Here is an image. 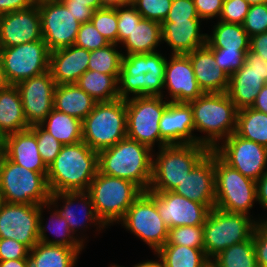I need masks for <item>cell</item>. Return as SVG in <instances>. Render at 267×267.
<instances>
[{
	"label": "cell",
	"mask_w": 267,
	"mask_h": 267,
	"mask_svg": "<svg viewBox=\"0 0 267 267\" xmlns=\"http://www.w3.org/2000/svg\"><path fill=\"white\" fill-rule=\"evenodd\" d=\"M116 47H118L117 44H108L104 48L90 51L88 70L108 75H120L125 52L118 51Z\"/></svg>",
	"instance_id": "cell-40"
},
{
	"label": "cell",
	"mask_w": 267,
	"mask_h": 267,
	"mask_svg": "<svg viewBox=\"0 0 267 267\" xmlns=\"http://www.w3.org/2000/svg\"><path fill=\"white\" fill-rule=\"evenodd\" d=\"M80 24L90 22L94 10L86 5H65Z\"/></svg>",
	"instance_id": "cell-57"
},
{
	"label": "cell",
	"mask_w": 267,
	"mask_h": 267,
	"mask_svg": "<svg viewBox=\"0 0 267 267\" xmlns=\"http://www.w3.org/2000/svg\"><path fill=\"white\" fill-rule=\"evenodd\" d=\"M43 39L37 3L28 9L0 15V40L2 48Z\"/></svg>",
	"instance_id": "cell-19"
},
{
	"label": "cell",
	"mask_w": 267,
	"mask_h": 267,
	"mask_svg": "<svg viewBox=\"0 0 267 267\" xmlns=\"http://www.w3.org/2000/svg\"><path fill=\"white\" fill-rule=\"evenodd\" d=\"M253 244L259 267L267 265V220L259 223L253 232Z\"/></svg>",
	"instance_id": "cell-52"
},
{
	"label": "cell",
	"mask_w": 267,
	"mask_h": 267,
	"mask_svg": "<svg viewBox=\"0 0 267 267\" xmlns=\"http://www.w3.org/2000/svg\"><path fill=\"white\" fill-rule=\"evenodd\" d=\"M257 202L256 181L243 176L215 154V207L249 216Z\"/></svg>",
	"instance_id": "cell-10"
},
{
	"label": "cell",
	"mask_w": 267,
	"mask_h": 267,
	"mask_svg": "<svg viewBox=\"0 0 267 267\" xmlns=\"http://www.w3.org/2000/svg\"><path fill=\"white\" fill-rule=\"evenodd\" d=\"M108 44V41L101 35V33H99L90 21L80 25L74 45L82 47L88 51H93L104 48Z\"/></svg>",
	"instance_id": "cell-48"
},
{
	"label": "cell",
	"mask_w": 267,
	"mask_h": 267,
	"mask_svg": "<svg viewBox=\"0 0 267 267\" xmlns=\"http://www.w3.org/2000/svg\"><path fill=\"white\" fill-rule=\"evenodd\" d=\"M201 267H219V265L213 258H207V260L201 265Z\"/></svg>",
	"instance_id": "cell-64"
},
{
	"label": "cell",
	"mask_w": 267,
	"mask_h": 267,
	"mask_svg": "<svg viewBox=\"0 0 267 267\" xmlns=\"http://www.w3.org/2000/svg\"><path fill=\"white\" fill-rule=\"evenodd\" d=\"M43 208H48V209H53L51 207L50 203L40 205V211H39V225H38V238L39 242L50 244V245H60V246H66L70 248H84L85 241L83 240L84 238L81 239V237L78 236V233L76 236L71 232L69 224L63 218L60 213L57 211L55 208L51 213H50V218H49V224L46 221V224L43 222ZM47 227V228H46ZM50 231L51 234L57 236V238L61 237L60 239H49L47 237L46 231ZM78 237V238H77Z\"/></svg>",
	"instance_id": "cell-31"
},
{
	"label": "cell",
	"mask_w": 267,
	"mask_h": 267,
	"mask_svg": "<svg viewBox=\"0 0 267 267\" xmlns=\"http://www.w3.org/2000/svg\"><path fill=\"white\" fill-rule=\"evenodd\" d=\"M213 54L217 65L226 74L231 76L239 70L245 61L248 50H227L226 48H209Z\"/></svg>",
	"instance_id": "cell-46"
},
{
	"label": "cell",
	"mask_w": 267,
	"mask_h": 267,
	"mask_svg": "<svg viewBox=\"0 0 267 267\" xmlns=\"http://www.w3.org/2000/svg\"><path fill=\"white\" fill-rule=\"evenodd\" d=\"M96 101L77 84L56 85L54 109L83 121L93 110Z\"/></svg>",
	"instance_id": "cell-30"
},
{
	"label": "cell",
	"mask_w": 267,
	"mask_h": 267,
	"mask_svg": "<svg viewBox=\"0 0 267 267\" xmlns=\"http://www.w3.org/2000/svg\"><path fill=\"white\" fill-rule=\"evenodd\" d=\"M256 193L258 203L267 210V171L256 181Z\"/></svg>",
	"instance_id": "cell-58"
},
{
	"label": "cell",
	"mask_w": 267,
	"mask_h": 267,
	"mask_svg": "<svg viewBox=\"0 0 267 267\" xmlns=\"http://www.w3.org/2000/svg\"><path fill=\"white\" fill-rule=\"evenodd\" d=\"M87 192L98 217L106 226H111L124 217L143 190L130 180L104 175L98 171Z\"/></svg>",
	"instance_id": "cell-8"
},
{
	"label": "cell",
	"mask_w": 267,
	"mask_h": 267,
	"mask_svg": "<svg viewBox=\"0 0 267 267\" xmlns=\"http://www.w3.org/2000/svg\"><path fill=\"white\" fill-rule=\"evenodd\" d=\"M265 84L267 83L262 77L249 71V67L243 64L239 70L230 76L226 93L236 109L241 110L252 107L258 93Z\"/></svg>",
	"instance_id": "cell-29"
},
{
	"label": "cell",
	"mask_w": 267,
	"mask_h": 267,
	"mask_svg": "<svg viewBox=\"0 0 267 267\" xmlns=\"http://www.w3.org/2000/svg\"><path fill=\"white\" fill-rule=\"evenodd\" d=\"M82 250L38 242L29 251L30 267H74Z\"/></svg>",
	"instance_id": "cell-32"
},
{
	"label": "cell",
	"mask_w": 267,
	"mask_h": 267,
	"mask_svg": "<svg viewBox=\"0 0 267 267\" xmlns=\"http://www.w3.org/2000/svg\"><path fill=\"white\" fill-rule=\"evenodd\" d=\"M2 153L26 169L48 174V168L38 151L36 136L30 129L5 136Z\"/></svg>",
	"instance_id": "cell-27"
},
{
	"label": "cell",
	"mask_w": 267,
	"mask_h": 267,
	"mask_svg": "<svg viewBox=\"0 0 267 267\" xmlns=\"http://www.w3.org/2000/svg\"><path fill=\"white\" fill-rule=\"evenodd\" d=\"M59 200H62L63 203L60 209L57 204ZM49 203L53 205L54 208H57L60 215L65 218L73 234H76L80 228V231L85 228L87 230L88 225L96 226L97 231L107 227L96 214L92 198L87 191L52 193Z\"/></svg>",
	"instance_id": "cell-20"
},
{
	"label": "cell",
	"mask_w": 267,
	"mask_h": 267,
	"mask_svg": "<svg viewBox=\"0 0 267 267\" xmlns=\"http://www.w3.org/2000/svg\"><path fill=\"white\" fill-rule=\"evenodd\" d=\"M160 96H138L126 99L127 137L153 150L157 143L160 148L159 121L168 103Z\"/></svg>",
	"instance_id": "cell-12"
},
{
	"label": "cell",
	"mask_w": 267,
	"mask_h": 267,
	"mask_svg": "<svg viewBox=\"0 0 267 267\" xmlns=\"http://www.w3.org/2000/svg\"><path fill=\"white\" fill-rule=\"evenodd\" d=\"M213 152L228 166L243 176L257 181L267 171V148L246 140L235 132Z\"/></svg>",
	"instance_id": "cell-14"
},
{
	"label": "cell",
	"mask_w": 267,
	"mask_h": 267,
	"mask_svg": "<svg viewBox=\"0 0 267 267\" xmlns=\"http://www.w3.org/2000/svg\"><path fill=\"white\" fill-rule=\"evenodd\" d=\"M118 79L119 75L86 70L76 84L96 102H107L119 98Z\"/></svg>",
	"instance_id": "cell-34"
},
{
	"label": "cell",
	"mask_w": 267,
	"mask_h": 267,
	"mask_svg": "<svg viewBox=\"0 0 267 267\" xmlns=\"http://www.w3.org/2000/svg\"><path fill=\"white\" fill-rule=\"evenodd\" d=\"M251 216L216 207L210 209L203 225L205 255L208 258H214L229 246L249 240L257 225L265 221V219H251L253 218Z\"/></svg>",
	"instance_id": "cell-6"
},
{
	"label": "cell",
	"mask_w": 267,
	"mask_h": 267,
	"mask_svg": "<svg viewBox=\"0 0 267 267\" xmlns=\"http://www.w3.org/2000/svg\"><path fill=\"white\" fill-rule=\"evenodd\" d=\"M109 267H124V266H119V265H110Z\"/></svg>",
	"instance_id": "cell-69"
},
{
	"label": "cell",
	"mask_w": 267,
	"mask_h": 267,
	"mask_svg": "<svg viewBox=\"0 0 267 267\" xmlns=\"http://www.w3.org/2000/svg\"><path fill=\"white\" fill-rule=\"evenodd\" d=\"M250 5L266 3L267 0H246Z\"/></svg>",
	"instance_id": "cell-66"
},
{
	"label": "cell",
	"mask_w": 267,
	"mask_h": 267,
	"mask_svg": "<svg viewBox=\"0 0 267 267\" xmlns=\"http://www.w3.org/2000/svg\"><path fill=\"white\" fill-rule=\"evenodd\" d=\"M173 192L209 209L215 207V153L210 151Z\"/></svg>",
	"instance_id": "cell-23"
},
{
	"label": "cell",
	"mask_w": 267,
	"mask_h": 267,
	"mask_svg": "<svg viewBox=\"0 0 267 267\" xmlns=\"http://www.w3.org/2000/svg\"><path fill=\"white\" fill-rule=\"evenodd\" d=\"M40 205L3 203L0 238L13 239L32 249L38 242Z\"/></svg>",
	"instance_id": "cell-16"
},
{
	"label": "cell",
	"mask_w": 267,
	"mask_h": 267,
	"mask_svg": "<svg viewBox=\"0 0 267 267\" xmlns=\"http://www.w3.org/2000/svg\"><path fill=\"white\" fill-rule=\"evenodd\" d=\"M127 137L126 100L96 102L82 121V141L97 152Z\"/></svg>",
	"instance_id": "cell-7"
},
{
	"label": "cell",
	"mask_w": 267,
	"mask_h": 267,
	"mask_svg": "<svg viewBox=\"0 0 267 267\" xmlns=\"http://www.w3.org/2000/svg\"><path fill=\"white\" fill-rule=\"evenodd\" d=\"M188 19H200L193 0H173L164 21H188Z\"/></svg>",
	"instance_id": "cell-50"
},
{
	"label": "cell",
	"mask_w": 267,
	"mask_h": 267,
	"mask_svg": "<svg viewBox=\"0 0 267 267\" xmlns=\"http://www.w3.org/2000/svg\"><path fill=\"white\" fill-rule=\"evenodd\" d=\"M40 125L63 145L82 141V121L55 109Z\"/></svg>",
	"instance_id": "cell-36"
},
{
	"label": "cell",
	"mask_w": 267,
	"mask_h": 267,
	"mask_svg": "<svg viewBox=\"0 0 267 267\" xmlns=\"http://www.w3.org/2000/svg\"><path fill=\"white\" fill-rule=\"evenodd\" d=\"M242 25L249 37L267 32V2L250 5Z\"/></svg>",
	"instance_id": "cell-47"
},
{
	"label": "cell",
	"mask_w": 267,
	"mask_h": 267,
	"mask_svg": "<svg viewBox=\"0 0 267 267\" xmlns=\"http://www.w3.org/2000/svg\"><path fill=\"white\" fill-rule=\"evenodd\" d=\"M0 61L8 85L18 83L49 71L50 50L46 42L38 41L2 48Z\"/></svg>",
	"instance_id": "cell-11"
},
{
	"label": "cell",
	"mask_w": 267,
	"mask_h": 267,
	"mask_svg": "<svg viewBox=\"0 0 267 267\" xmlns=\"http://www.w3.org/2000/svg\"><path fill=\"white\" fill-rule=\"evenodd\" d=\"M30 249L13 239L0 238V261L29 259Z\"/></svg>",
	"instance_id": "cell-51"
},
{
	"label": "cell",
	"mask_w": 267,
	"mask_h": 267,
	"mask_svg": "<svg viewBox=\"0 0 267 267\" xmlns=\"http://www.w3.org/2000/svg\"><path fill=\"white\" fill-rule=\"evenodd\" d=\"M244 64L252 71L262 77L267 83V61L260 58L258 54L248 50L245 56Z\"/></svg>",
	"instance_id": "cell-54"
},
{
	"label": "cell",
	"mask_w": 267,
	"mask_h": 267,
	"mask_svg": "<svg viewBox=\"0 0 267 267\" xmlns=\"http://www.w3.org/2000/svg\"><path fill=\"white\" fill-rule=\"evenodd\" d=\"M249 50L267 61V32L250 37Z\"/></svg>",
	"instance_id": "cell-56"
},
{
	"label": "cell",
	"mask_w": 267,
	"mask_h": 267,
	"mask_svg": "<svg viewBox=\"0 0 267 267\" xmlns=\"http://www.w3.org/2000/svg\"><path fill=\"white\" fill-rule=\"evenodd\" d=\"M157 257L159 259L156 261H153V260L147 261L146 260L145 262H140V263L133 265V267H164V264H163L161 258L158 255H157Z\"/></svg>",
	"instance_id": "cell-62"
},
{
	"label": "cell",
	"mask_w": 267,
	"mask_h": 267,
	"mask_svg": "<svg viewBox=\"0 0 267 267\" xmlns=\"http://www.w3.org/2000/svg\"><path fill=\"white\" fill-rule=\"evenodd\" d=\"M90 51L71 45L50 52L49 71L56 85L76 84L88 70Z\"/></svg>",
	"instance_id": "cell-24"
},
{
	"label": "cell",
	"mask_w": 267,
	"mask_h": 267,
	"mask_svg": "<svg viewBox=\"0 0 267 267\" xmlns=\"http://www.w3.org/2000/svg\"><path fill=\"white\" fill-rule=\"evenodd\" d=\"M153 150L125 137L98 152V169L104 175L132 181L148 191L152 178Z\"/></svg>",
	"instance_id": "cell-2"
},
{
	"label": "cell",
	"mask_w": 267,
	"mask_h": 267,
	"mask_svg": "<svg viewBox=\"0 0 267 267\" xmlns=\"http://www.w3.org/2000/svg\"><path fill=\"white\" fill-rule=\"evenodd\" d=\"M212 34H207L208 48H226L227 50H249L250 37L242 24L218 21Z\"/></svg>",
	"instance_id": "cell-35"
},
{
	"label": "cell",
	"mask_w": 267,
	"mask_h": 267,
	"mask_svg": "<svg viewBox=\"0 0 267 267\" xmlns=\"http://www.w3.org/2000/svg\"><path fill=\"white\" fill-rule=\"evenodd\" d=\"M219 267H259L256 259L253 236L229 246L213 258Z\"/></svg>",
	"instance_id": "cell-39"
},
{
	"label": "cell",
	"mask_w": 267,
	"mask_h": 267,
	"mask_svg": "<svg viewBox=\"0 0 267 267\" xmlns=\"http://www.w3.org/2000/svg\"><path fill=\"white\" fill-rule=\"evenodd\" d=\"M166 62L167 58L159 51L123 55L118 79L119 98L126 100L131 95L163 97Z\"/></svg>",
	"instance_id": "cell-4"
},
{
	"label": "cell",
	"mask_w": 267,
	"mask_h": 267,
	"mask_svg": "<svg viewBox=\"0 0 267 267\" xmlns=\"http://www.w3.org/2000/svg\"><path fill=\"white\" fill-rule=\"evenodd\" d=\"M43 40L50 52L75 44L80 23L60 0L36 2Z\"/></svg>",
	"instance_id": "cell-15"
},
{
	"label": "cell",
	"mask_w": 267,
	"mask_h": 267,
	"mask_svg": "<svg viewBox=\"0 0 267 267\" xmlns=\"http://www.w3.org/2000/svg\"><path fill=\"white\" fill-rule=\"evenodd\" d=\"M0 267H30L29 259L0 261Z\"/></svg>",
	"instance_id": "cell-61"
},
{
	"label": "cell",
	"mask_w": 267,
	"mask_h": 267,
	"mask_svg": "<svg viewBox=\"0 0 267 267\" xmlns=\"http://www.w3.org/2000/svg\"><path fill=\"white\" fill-rule=\"evenodd\" d=\"M162 42L161 23L142 19L130 35L121 43L129 54H150L158 52L156 48Z\"/></svg>",
	"instance_id": "cell-33"
},
{
	"label": "cell",
	"mask_w": 267,
	"mask_h": 267,
	"mask_svg": "<svg viewBox=\"0 0 267 267\" xmlns=\"http://www.w3.org/2000/svg\"><path fill=\"white\" fill-rule=\"evenodd\" d=\"M164 267H201L207 260L203 248L163 245L156 253Z\"/></svg>",
	"instance_id": "cell-38"
},
{
	"label": "cell",
	"mask_w": 267,
	"mask_h": 267,
	"mask_svg": "<svg viewBox=\"0 0 267 267\" xmlns=\"http://www.w3.org/2000/svg\"><path fill=\"white\" fill-rule=\"evenodd\" d=\"M91 22L109 44H117V7H104L93 12Z\"/></svg>",
	"instance_id": "cell-41"
},
{
	"label": "cell",
	"mask_w": 267,
	"mask_h": 267,
	"mask_svg": "<svg viewBox=\"0 0 267 267\" xmlns=\"http://www.w3.org/2000/svg\"><path fill=\"white\" fill-rule=\"evenodd\" d=\"M197 80L203 93L227 92L230 76L216 63L213 52L204 45L187 53Z\"/></svg>",
	"instance_id": "cell-25"
},
{
	"label": "cell",
	"mask_w": 267,
	"mask_h": 267,
	"mask_svg": "<svg viewBox=\"0 0 267 267\" xmlns=\"http://www.w3.org/2000/svg\"><path fill=\"white\" fill-rule=\"evenodd\" d=\"M98 171V152L85 142L63 145L48 167L50 193L87 191Z\"/></svg>",
	"instance_id": "cell-1"
},
{
	"label": "cell",
	"mask_w": 267,
	"mask_h": 267,
	"mask_svg": "<svg viewBox=\"0 0 267 267\" xmlns=\"http://www.w3.org/2000/svg\"><path fill=\"white\" fill-rule=\"evenodd\" d=\"M173 0H129L143 19L162 23L168 16Z\"/></svg>",
	"instance_id": "cell-44"
},
{
	"label": "cell",
	"mask_w": 267,
	"mask_h": 267,
	"mask_svg": "<svg viewBox=\"0 0 267 267\" xmlns=\"http://www.w3.org/2000/svg\"><path fill=\"white\" fill-rule=\"evenodd\" d=\"M64 5H86L94 11L104 8L101 0H60Z\"/></svg>",
	"instance_id": "cell-60"
},
{
	"label": "cell",
	"mask_w": 267,
	"mask_h": 267,
	"mask_svg": "<svg viewBox=\"0 0 267 267\" xmlns=\"http://www.w3.org/2000/svg\"><path fill=\"white\" fill-rule=\"evenodd\" d=\"M251 108L260 112H267V84L260 90Z\"/></svg>",
	"instance_id": "cell-59"
},
{
	"label": "cell",
	"mask_w": 267,
	"mask_h": 267,
	"mask_svg": "<svg viewBox=\"0 0 267 267\" xmlns=\"http://www.w3.org/2000/svg\"><path fill=\"white\" fill-rule=\"evenodd\" d=\"M3 203H4L3 196H2V194L0 192V209H1V206H2Z\"/></svg>",
	"instance_id": "cell-68"
},
{
	"label": "cell",
	"mask_w": 267,
	"mask_h": 267,
	"mask_svg": "<svg viewBox=\"0 0 267 267\" xmlns=\"http://www.w3.org/2000/svg\"><path fill=\"white\" fill-rule=\"evenodd\" d=\"M167 59L164 88L173 102H190L199 98L203 91L198 86L192 63L187 54H172Z\"/></svg>",
	"instance_id": "cell-21"
},
{
	"label": "cell",
	"mask_w": 267,
	"mask_h": 267,
	"mask_svg": "<svg viewBox=\"0 0 267 267\" xmlns=\"http://www.w3.org/2000/svg\"><path fill=\"white\" fill-rule=\"evenodd\" d=\"M160 148L173 144H199L194 133L193 112L189 103L169 101L159 121Z\"/></svg>",
	"instance_id": "cell-22"
},
{
	"label": "cell",
	"mask_w": 267,
	"mask_h": 267,
	"mask_svg": "<svg viewBox=\"0 0 267 267\" xmlns=\"http://www.w3.org/2000/svg\"><path fill=\"white\" fill-rule=\"evenodd\" d=\"M22 101L28 125H40L54 109L53 99L56 87L50 71L31 77L16 85Z\"/></svg>",
	"instance_id": "cell-17"
},
{
	"label": "cell",
	"mask_w": 267,
	"mask_h": 267,
	"mask_svg": "<svg viewBox=\"0 0 267 267\" xmlns=\"http://www.w3.org/2000/svg\"><path fill=\"white\" fill-rule=\"evenodd\" d=\"M29 129L36 136L38 151L43 163L48 168L59 154L63 144L54 138L41 125H34Z\"/></svg>",
	"instance_id": "cell-43"
},
{
	"label": "cell",
	"mask_w": 267,
	"mask_h": 267,
	"mask_svg": "<svg viewBox=\"0 0 267 267\" xmlns=\"http://www.w3.org/2000/svg\"><path fill=\"white\" fill-rule=\"evenodd\" d=\"M158 213L168 229L204 225L210 209L173 191L155 192Z\"/></svg>",
	"instance_id": "cell-18"
},
{
	"label": "cell",
	"mask_w": 267,
	"mask_h": 267,
	"mask_svg": "<svg viewBox=\"0 0 267 267\" xmlns=\"http://www.w3.org/2000/svg\"><path fill=\"white\" fill-rule=\"evenodd\" d=\"M0 192L5 203L44 205L50 202L47 174L20 166L0 153Z\"/></svg>",
	"instance_id": "cell-9"
},
{
	"label": "cell",
	"mask_w": 267,
	"mask_h": 267,
	"mask_svg": "<svg viewBox=\"0 0 267 267\" xmlns=\"http://www.w3.org/2000/svg\"><path fill=\"white\" fill-rule=\"evenodd\" d=\"M129 0H101L103 7L115 8L120 5L128 4Z\"/></svg>",
	"instance_id": "cell-63"
},
{
	"label": "cell",
	"mask_w": 267,
	"mask_h": 267,
	"mask_svg": "<svg viewBox=\"0 0 267 267\" xmlns=\"http://www.w3.org/2000/svg\"><path fill=\"white\" fill-rule=\"evenodd\" d=\"M16 85L0 88V133L3 137L29 129Z\"/></svg>",
	"instance_id": "cell-28"
},
{
	"label": "cell",
	"mask_w": 267,
	"mask_h": 267,
	"mask_svg": "<svg viewBox=\"0 0 267 267\" xmlns=\"http://www.w3.org/2000/svg\"><path fill=\"white\" fill-rule=\"evenodd\" d=\"M210 151L201 144H173L159 148L157 155L153 154L148 191H173Z\"/></svg>",
	"instance_id": "cell-5"
},
{
	"label": "cell",
	"mask_w": 267,
	"mask_h": 267,
	"mask_svg": "<svg viewBox=\"0 0 267 267\" xmlns=\"http://www.w3.org/2000/svg\"><path fill=\"white\" fill-rule=\"evenodd\" d=\"M118 33L117 45L122 43L132 32L134 27L143 19L142 15L137 11L131 3L120 5L117 7Z\"/></svg>",
	"instance_id": "cell-45"
},
{
	"label": "cell",
	"mask_w": 267,
	"mask_h": 267,
	"mask_svg": "<svg viewBox=\"0 0 267 267\" xmlns=\"http://www.w3.org/2000/svg\"><path fill=\"white\" fill-rule=\"evenodd\" d=\"M203 238V225L173 227L168 229V237L164 245L203 248Z\"/></svg>",
	"instance_id": "cell-42"
},
{
	"label": "cell",
	"mask_w": 267,
	"mask_h": 267,
	"mask_svg": "<svg viewBox=\"0 0 267 267\" xmlns=\"http://www.w3.org/2000/svg\"><path fill=\"white\" fill-rule=\"evenodd\" d=\"M250 4L246 0H224L219 21L243 24Z\"/></svg>",
	"instance_id": "cell-49"
},
{
	"label": "cell",
	"mask_w": 267,
	"mask_h": 267,
	"mask_svg": "<svg viewBox=\"0 0 267 267\" xmlns=\"http://www.w3.org/2000/svg\"><path fill=\"white\" fill-rule=\"evenodd\" d=\"M35 0H0V15L30 8Z\"/></svg>",
	"instance_id": "cell-55"
},
{
	"label": "cell",
	"mask_w": 267,
	"mask_h": 267,
	"mask_svg": "<svg viewBox=\"0 0 267 267\" xmlns=\"http://www.w3.org/2000/svg\"><path fill=\"white\" fill-rule=\"evenodd\" d=\"M201 19L163 21L162 41L171 47V54H187L207 44V34L200 32Z\"/></svg>",
	"instance_id": "cell-26"
},
{
	"label": "cell",
	"mask_w": 267,
	"mask_h": 267,
	"mask_svg": "<svg viewBox=\"0 0 267 267\" xmlns=\"http://www.w3.org/2000/svg\"><path fill=\"white\" fill-rule=\"evenodd\" d=\"M193 3L199 18L208 20L220 17L224 0H193Z\"/></svg>",
	"instance_id": "cell-53"
},
{
	"label": "cell",
	"mask_w": 267,
	"mask_h": 267,
	"mask_svg": "<svg viewBox=\"0 0 267 267\" xmlns=\"http://www.w3.org/2000/svg\"><path fill=\"white\" fill-rule=\"evenodd\" d=\"M6 82L3 77L2 68H1V61H0V88L5 86Z\"/></svg>",
	"instance_id": "cell-65"
},
{
	"label": "cell",
	"mask_w": 267,
	"mask_h": 267,
	"mask_svg": "<svg viewBox=\"0 0 267 267\" xmlns=\"http://www.w3.org/2000/svg\"><path fill=\"white\" fill-rule=\"evenodd\" d=\"M235 133L267 148V114L251 107L238 110Z\"/></svg>",
	"instance_id": "cell-37"
},
{
	"label": "cell",
	"mask_w": 267,
	"mask_h": 267,
	"mask_svg": "<svg viewBox=\"0 0 267 267\" xmlns=\"http://www.w3.org/2000/svg\"><path fill=\"white\" fill-rule=\"evenodd\" d=\"M192 108L194 130L206 134L198 143L213 151L236 131L237 109L226 92L203 93L188 102Z\"/></svg>",
	"instance_id": "cell-3"
},
{
	"label": "cell",
	"mask_w": 267,
	"mask_h": 267,
	"mask_svg": "<svg viewBox=\"0 0 267 267\" xmlns=\"http://www.w3.org/2000/svg\"><path fill=\"white\" fill-rule=\"evenodd\" d=\"M119 223L145 242L154 253L167 241L168 226L158 213L155 192L143 191Z\"/></svg>",
	"instance_id": "cell-13"
},
{
	"label": "cell",
	"mask_w": 267,
	"mask_h": 267,
	"mask_svg": "<svg viewBox=\"0 0 267 267\" xmlns=\"http://www.w3.org/2000/svg\"><path fill=\"white\" fill-rule=\"evenodd\" d=\"M3 145H4V137L0 133V152H2L3 150Z\"/></svg>",
	"instance_id": "cell-67"
}]
</instances>
